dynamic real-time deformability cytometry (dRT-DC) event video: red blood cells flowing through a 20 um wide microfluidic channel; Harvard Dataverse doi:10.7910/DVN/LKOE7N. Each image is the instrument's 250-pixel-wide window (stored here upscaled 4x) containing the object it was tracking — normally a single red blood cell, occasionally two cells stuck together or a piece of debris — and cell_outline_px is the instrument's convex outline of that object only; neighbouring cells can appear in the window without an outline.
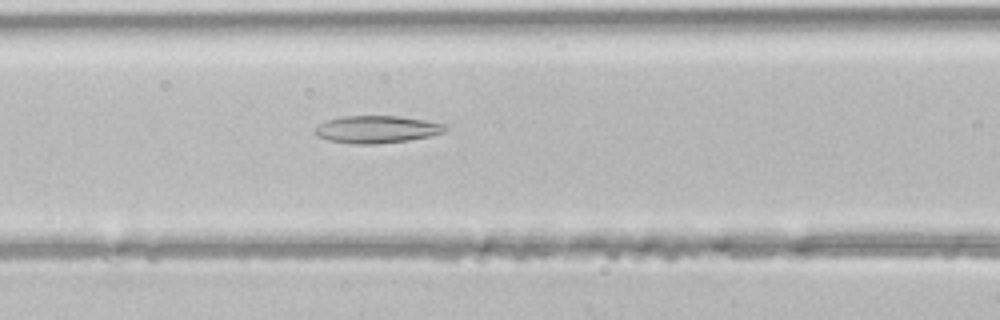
{"species": "common noctule bat (a hibernating species)", "species_latin": "Nyctalus noctula", "temperature_condition": "room temperature", "stored_images_in_passage": 34, "camera_frame_rate_fps": 3000, "um_per_image_px": 0.085, "animal": {"sex": "male", "body_mass_g": 21.5, "forearm_length_mm": 52.0}, "frame": {"image": 1, "passage_image": 8, "time_ms": 2.333, "image_size_px": [1000, 320], "cell_outline_px": [[448, 128], [444, 132], [428, 136], [408, 140], [376, 144], [356, 144], [328, 140], [316, 136], [312, 132], [320, 124], [328, 120], [344, 116], [396, 116], [424, 120], [444, 124]], "centroid_in_image_um": [32.0, 11.0], "position_along_channel_um": 134.6, "area_um2": 20.58}}
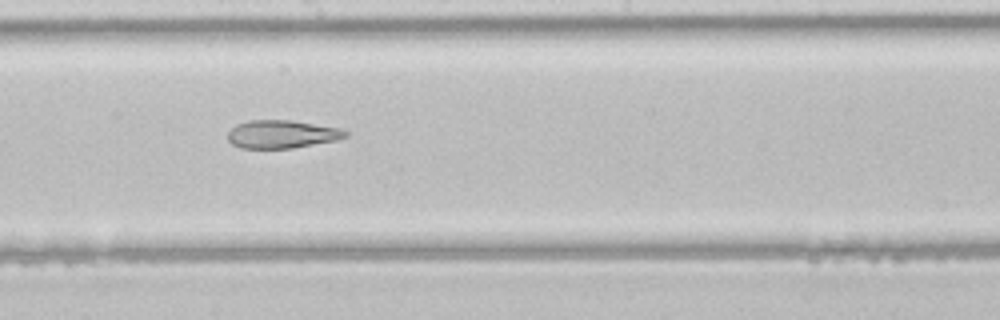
{"frame": {"image": 2, "passage_image": 14, "time_ms": 4.333, "image_size_px": [1000, 320], "cell_outline_px": [[348, 136], [336, 140], [292, 148], [240, 148], [232, 144], [228, 140], [228, 132], [236, 124], [248, 120], [292, 120], [340, 128], [348, 132]], "centroid_in_image_um": [23.94, 11.4], "position_along_channel_um": 224.3, "area_um2": 19.25}}
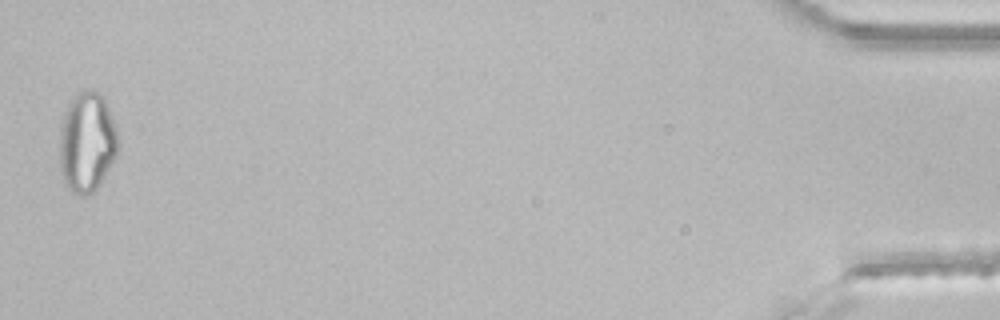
{"frame": {"image": 3, "passage_image": 34, "time_ms": 11.0, "image_size_px": [1000, 320], "cell_outline_px": [[120, 148], [112, 164], [100, 184], [92, 192], [84, 196], [80, 196], [72, 192], [64, 184], [60, 172], [60, 132], [64, 112], [68, 104], [84, 88], [88, 88], [100, 92], [104, 96], [116, 128]], "centroid_in_image_um": [7.4, 12.09], "position_along_channel_um": 427.8, "area_um2": 34.56}}